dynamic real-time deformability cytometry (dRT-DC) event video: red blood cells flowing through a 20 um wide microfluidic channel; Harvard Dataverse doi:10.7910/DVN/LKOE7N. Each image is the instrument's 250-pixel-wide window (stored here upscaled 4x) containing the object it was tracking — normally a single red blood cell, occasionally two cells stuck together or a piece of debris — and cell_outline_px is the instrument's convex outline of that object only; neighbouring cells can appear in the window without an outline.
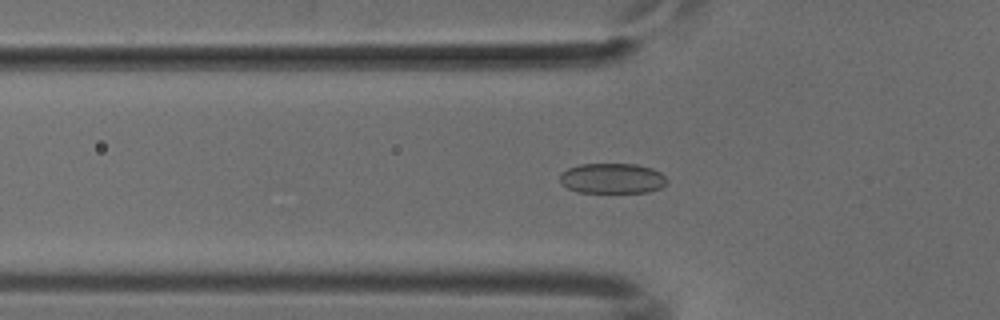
{"species": "common noctule bat (a hibernating species)", "species_latin": "Nyctalus noctula", "temperature_condition": "cold", "stored_images_in_passage": 37, "camera_frame_rate_fps": 3000, "um_per_image_px": 0.085, "animal": {"sex": "male", "body_mass_g": 18.8}, "frame": {"image": 1, "passage_image": 2, "time_ms": 0.333, "image_size_px": [1000, 320], "cell_outline_px": [[668, 184], [660, 188], [648, 192], [576, 192], [560, 184], [560, 172], [568, 168], [580, 164], [636, 164], [652, 168], [660, 172], [668, 180]], "centroid_in_image_um": [52.04, 15.16], "position_along_channel_um": 73.8, "area_um2": 19.07}}
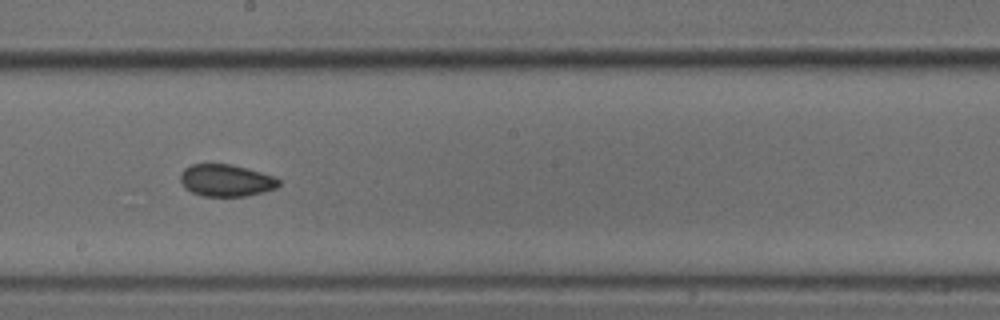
{"frame": {"image": 2, "passage_image": 14, "time_ms": 4.333, "image_size_px": [1000, 320], "cell_outline_px": [[280, 184], [276, 188], [264, 192], [244, 196], [200, 196], [184, 188], [180, 180], [180, 176], [184, 168], [192, 164], [232, 164], [260, 172], [272, 176], [280, 180]], "centroid_in_image_um": [19.19, 15.34], "position_along_channel_um": 229.0, "area_um2": 18.38}}
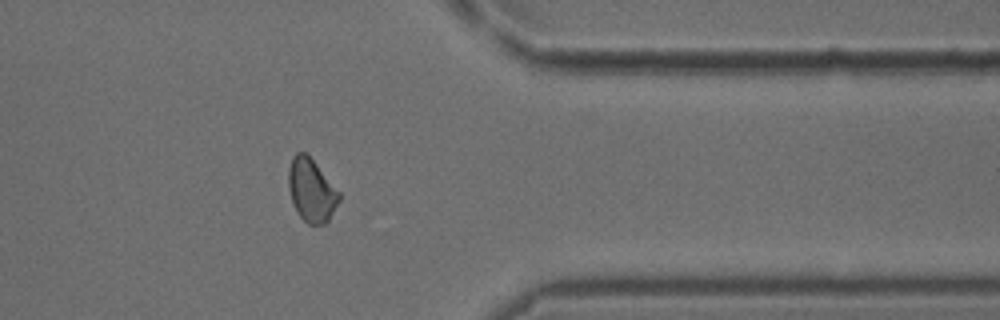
{"frame": {"image": 3, "passage_image": 27, "time_ms": 8.667, "image_size_px": [1000, 320], "cell_outline_px": [[340, 200], [328, 220], [324, 224], [308, 224], [300, 216], [292, 204], [288, 188], [288, 168], [292, 156], [296, 152], [304, 152], [312, 160], [340, 192]], "centroid_in_image_um": [26.44, 16.17], "position_along_channel_um": 385.0, "area_um2": 18.5}}